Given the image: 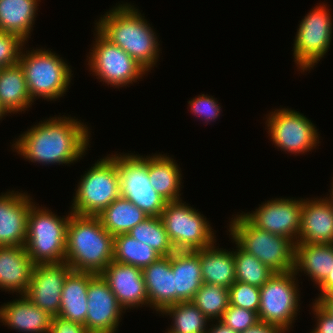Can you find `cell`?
I'll list each match as a JSON object with an SVG mask.
<instances>
[{"mask_svg": "<svg viewBox=\"0 0 333 333\" xmlns=\"http://www.w3.org/2000/svg\"><path fill=\"white\" fill-rule=\"evenodd\" d=\"M113 246L114 236L105 230L98 216L70 211L65 262L72 271L101 274L113 261Z\"/></svg>", "mask_w": 333, "mask_h": 333, "instance_id": "obj_3", "label": "cell"}, {"mask_svg": "<svg viewBox=\"0 0 333 333\" xmlns=\"http://www.w3.org/2000/svg\"><path fill=\"white\" fill-rule=\"evenodd\" d=\"M241 333H285L279 327L259 322L256 326Z\"/></svg>", "mask_w": 333, "mask_h": 333, "instance_id": "obj_42", "label": "cell"}, {"mask_svg": "<svg viewBox=\"0 0 333 333\" xmlns=\"http://www.w3.org/2000/svg\"><path fill=\"white\" fill-rule=\"evenodd\" d=\"M327 313L333 316V300H315Z\"/></svg>", "mask_w": 333, "mask_h": 333, "instance_id": "obj_45", "label": "cell"}, {"mask_svg": "<svg viewBox=\"0 0 333 333\" xmlns=\"http://www.w3.org/2000/svg\"><path fill=\"white\" fill-rule=\"evenodd\" d=\"M7 114H9V112L0 103V120Z\"/></svg>", "mask_w": 333, "mask_h": 333, "instance_id": "obj_47", "label": "cell"}, {"mask_svg": "<svg viewBox=\"0 0 333 333\" xmlns=\"http://www.w3.org/2000/svg\"><path fill=\"white\" fill-rule=\"evenodd\" d=\"M294 271L274 273L260 287L258 317L261 323L279 327L288 332L299 311V285ZM299 306V307H298Z\"/></svg>", "mask_w": 333, "mask_h": 333, "instance_id": "obj_9", "label": "cell"}, {"mask_svg": "<svg viewBox=\"0 0 333 333\" xmlns=\"http://www.w3.org/2000/svg\"><path fill=\"white\" fill-rule=\"evenodd\" d=\"M312 310L316 316V327L312 333H333V316L327 313L316 301L312 304Z\"/></svg>", "mask_w": 333, "mask_h": 333, "instance_id": "obj_40", "label": "cell"}, {"mask_svg": "<svg viewBox=\"0 0 333 333\" xmlns=\"http://www.w3.org/2000/svg\"><path fill=\"white\" fill-rule=\"evenodd\" d=\"M100 275L125 311L142 305L149 306L142 269L111 261Z\"/></svg>", "mask_w": 333, "mask_h": 333, "instance_id": "obj_18", "label": "cell"}, {"mask_svg": "<svg viewBox=\"0 0 333 333\" xmlns=\"http://www.w3.org/2000/svg\"><path fill=\"white\" fill-rule=\"evenodd\" d=\"M78 119L50 117L22 133L12 148L24 159L42 165L71 164L90 146L89 127Z\"/></svg>", "mask_w": 333, "mask_h": 333, "instance_id": "obj_1", "label": "cell"}, {"mask_svg": "<svg viewBox=\"0 0 333 333\" xmlns=\"http://www.w3.org/2000/svg\"><path fill=\"white\" fill-rule=\"evenodd\" d=\"M127 234L151 246L161 256H170L176 251L160 217L146 218Z\"/></svg>", "mask_w": 333, "mask_h": 333, "instance_id": "obj_33", "label": "cell"}, {"mask_svg": "<svg viewBox=\"0 0 333 333\" xmlns=\"http://www.w3.org/2000/svg\"><path fill=\"white\" fill-rule=\"evenodd\" d=\"M148 217L135 204L121 196L98 215L105 230L114 237L127 234L133 227Z\"/></svg>", "mask_w": 333, "mask_h": 333, "instance_id": "obj_30", "label": "cell"}, {"mask_svg": "<svg viewBox=\"0 0 333 333\" xmlns=\"http://www.w3.org/2000/svg\"><path fill=\"white\" fill-rule=\"evenodd\" d=\"M315 300H333V286H331L323 295L318 296Z\"/></svg>", "mask_w": 333, "mask_h": 333, "instance_id": "obj_46", "label": "cell"}, {"mask_svg": "<svg viewBox=\"0 0 333 333\" xmlns=\"http://www.w3.org/2000/svg\"><path fill=\"white\" fill-rule=\"evenodd\" d=\"M231 219L229 235L242 250L254 255L275 273L294 270L293 241L255 227L242 213Z\"/></svg>", "mask_w": 333, "mask_h": 333, "instance_id": "obj_4", "label": "cell"}, {"mask_svg": "<svg viewBox=\"0 0 333 333\" xmlns=\"http://www.w3.org/2000/svg\"><path fill=\"white\" fill-rule=\"evenodd\" d=\"M303 198H276L263 202L252 213L242 214L255 226L275 235L287 237L295 244L301 228Z\"/></svg>", "mask_w": 333, "mask_h": 333, "instance_id": "obj_14", "label": "cell"}, {"mask_svg": "<svg viewBox=\"0 0 333 333\" xmlns=\"http://www.w3.org/2000/svg\"><path fill=\"white\" fill-rule=\"evenodd\" d=\"M267 116L265 124L270 139L274 146L276 145L285 153L304 154L319 144V133L316 126L298 111L280 108L270 112Z\"/></svg>", "mask_w": 333, "mask_h": 333, "instance_id": "obj_13", "label": "cell"}, {"mask_svg": "<svg viewBox=\"0 0 333 333\" xmlns=\"http://www.w3.org/2000/svg\"><path fill=\"white\" fill-rule=\"evenodd\" d=\"M40 0H0V31L30 37ZM32 29V30H31Z\"/></svg>", "mask_w": 333, "mask_h": 333, "instance_id": "obj_28", "label": "cell"}, {"mask_svg": "<svg viewBox=\"0 0 333 333\" xmlns=\"http://www.w3.org/2000/svg\"><path fill=\"white\" fill-rule=\"evenodd\" d=\"M191 302L210 320H220L229 306V290L221 285L203 283Z\"/></svg>", "mask_w": 333, "mask_h": 333, "instance_id": "obj_34", "label": "cell"}, {"mask_svg": "<svg viewBox=\"0 0 333 333\" xmlns=\"http://www.w3.org/2000/svg\"><path fill=\"white\" fill-rule=\"evenodd\" d=\"M92 50L87 57L90 71L105 84L120 88L136 83L148 71L96 27Z\"/></svg>", "mask_w": 333, "mask_h": 333, "instance_id": "obj_10", "label": "cell"}, {"mask_svg": "<svg viewBox=\"0 0 333 333\" xmlns=\"http://www.w3.org/2000/svg\"><path fill=\"white\" fill-rule=\"evenodd\" d=\"M68 216L59 217L51 210L35 203L27 217L26 251L34 264L65 262Z\"/></svg>", "mask_w": 333, "mask_h": 333, "instance_id": "obj_6", "label": "cell"}, {"mask_svg": "<svg viewBox=\"0 0 333 333\" xmlns=\"http://www.w3.org/2000/svg\"><path fill=\"white\" fill-rule=\"evenodd\" d=\"M220 321L238 333L244 332L260 322L256 311L247 310L230 304L224 311Z\"/></svg>", "mask_w": 333, "mask_h": 333, "instance_id": "obj_37", "label": "cell"}, {"mask_svg": "<svg viewBox=\"0 0 333 333\" xmlns=\"http://www.w3.org/2000/svg\"><path fill=\"white\" fill-rule=\"evenodd\" d=\"M160 257L161 255L151 246L128 234H120L114 237L113 261L115 262L144 269Z\"/></svg>", "mask_w": 333, "mask_h": 333, "instance_id": "obj_31", "label": "cell"}, {"mask_svg": "<svg viewBox=\"0 0 333 333\" xmlns=\"http://www.w3.org/2000/svg\"><path fill=\"white\" fill-rule=\"evenodd\" d=\"M331 286H333V269L332 271L328 274L327 278L317 287L320 289V295H323Z\"/></svg>", "mask_w": 333, "mask_h": 333, "instance_id": "obj_44", "label": "cell"}, {"mask_svg": "<svg viewBox=\"0 0 333 333\" xmlns=\"http://www.w3.org/2000/svg\"><path fill=\"white\" fill-rule=\"evenodd\" d=\"M326 7L325 3L316 5L297 28L292 51L301 73L313 69L330 49L333 21Z\"/></svg>", "mask_w": 333, "mask_h": 333, "instance_id": "obj_12", "label": "cell"}, {"mask_svg": "<svg viewBox=\"0 0 333 333\" xmlns=\"http://www.w3.org/2000/svg\"><path fill=\"white\" fill-rule=\"evenodd\" d=\"M333 269V243L295 244L294 273L304 272L316 286Z\"/></svg>", "mask_w": 333, "mask_h": 333, "instance_id": "obj_23", "label": "cell"}, {"mask_svg": "<svg viewBox=\"0 0 333 333\" xmlns=\"http://www.w3.org/2000/svg\"><path fill=\"white\" fill-rule=\"evenodd\" d=\"M115 161L118 165L120 196L131 201L147 216L160 217L167 201L150 184L148 156L121 153L115 155Z\"/></svg>", "mask_w": 333, "mask_h": 333, "instance_id": "obj_11", "label": "cell"}, {"mask_svg": "<svg viewBox=\"0 0 333 333\" xmlns=\"http://www.w3.org/2000/svg\"><path fill=\"white\" fill-rule=\"evenodd\" d=\"M171 269L175 274L176 304L191 301L203 284L200 250L175 251L171 254Z\"/></svg>", "mask_w": 333, "mask_h": 333, "instance_id": "obj_24", "label": "cell"}, {"mask_svg": "<svg viewBox=\"0 0 333 333\" xmlns=\"http://www.w3.org/2000/svg\"><path fill=\"white\" fill-rule=\"evenodd\" d=\"M25 74L28 93L34 102L38 97L52 101L63 97L72 80L68 63L56 53L40 48L22 49L18 62Z\"/></svg>", "mask_w": 333, "mask_h": 333, "instance_id": "obj_5", "label": "cell"}, {"mask_svg": "<svg viewBox=\"0 0 333 333\" xmlns=\"http://www.w3.org/2000/svg\"><path fill=\"white\" fill-rule=\"evenodd\" d=\"M333 179V178H332ZM332 185V187H331V191H329L330 192V195H329V197L327 198L326 197V199L333 205V182L331 183Z\"/></svg>", "mask_w": 333, "mask_h": 333, "instance_id": "obj_48", "label": "cell"}, {"mask_svg": "<svg viewBox=\"0 0 333 333\" xmlns=\"http://www.w3.org/2000/svg\"><path fill=\"white\" fill-rule=\"evenodd\" d=\"M85 327L90 333H116L124 309L100 274H96L87 289Z\"/></svg>", "mask_w": 333, "mask_h": 333, "instance_id": "obj_15", "label": "cell"}, {"mask_svg": "<svg viewBox=\"0 0 333 333\" xmlns=\"http://www.w3.org/2000/svg\"><path fill=\"white\" fill-rule=\"evenodd\" d=\"M52 317L25 295L0 307V322L23 333H50Z\"/></svg>", "mask_w": 333, "mask_h": 333, "instance_id": "obj_20", "label": "cell"}, {"mask_svg": "<svg viewBox=\"0 0 333 333\" xmlns=\"http://www.w3.org/2000/svg\"><path fill=\"white\" fill-rule=\"evenodd\" d=\"M96 28L113 44L122 48L148 72L159 58L158 38L145 16L126 2L113 7L95 23Z\"/></svg>", "mask_w": 333, "mask_h": 333, "instance_id": "obj_2", "label": "cell"}, {"mask_svg": "<svg viewBox=\"0 0 333 333\" xmlns=\"http://www.w3.org/2000/svg\"><path fill=\"white\" fill-rule=\"evenodd\" d=\"M229 290V304L247 310L259 311L260 305V288L235 281Z\"/></svg>", "mask_w": 333, "mask_h": 333, "instance_id": "obj_36", "label": "cell"}, {"mask_svg": "<svg viewBox=\"0 0 333 333\" xmlns=\"http://www.w3.org/2000/svg\"><path fill=\"white\" fill-rule=\"evenodd\" d=\"M181 168L165 154L148 156V176L154 190L167 202L181 199Z\"/></svg>", "mask_w": 333, "mask_h": 333, "instance_id": "obj_26", "label": "cell"}, {"mask_svg": "<svg viewBox=\"0 0 333 333\" xmlns=\"http://www.w3.org/2000/svg\"><path fill=\"white\" fill-rule=\"evenodd\" d=\"M71 271V267L66 262L35 264L31 281L24 295L51 316H58L63 284Z\"/></svg>", "mask_w": 333, "mask_h": 333, "instance_id": "obj_16", "label": "cell"}, {"mask_svg": "<svg viewBox=\"0 0 333 333\" xmlns=\"http://www.w3.org/2000/svg\"><path fill=\"white\" fill-rule=\"evenodd\" d=\"M321 198L303 199L297 243H333V205Z\"/></svg>", "mask_w": 333, "mask_h": 333, "instance_id": "obj_19", "label": "cell"}, {"mask_svg": "<svg viewBox=\"0 0 333 333\" xmlns=\"http://www.w3.org/2000/svg\"><path fill=\"white\" fill-rule=\"evenodd\" d=\"M203 283L221 285L227 289L236 281L234 251L214 244L200 249Z\"/></svg>", "mask_w": 333, "mask_h": 333, "instance_id": "obj_27", "label": "cell"}, {"mask_svg": "<svg viewBox=\"0 0 333 333\" xmlns=\"http://www.w3.org/2000/svg\"><path fill=\"white\" fill-rule=\"evenodd\" d=\"M161 314L173 318L171 333H206L210 321L191 301L168 306Z\"/></svg>", "mask_w": 333, "mask_h": 333, "instance_id": "obj_32", "label": "cell"}, {"mask_svg": "<svg viewBox=\"0 0 333 333\" xmlns=\"http://www.w3.org/2000/svg\"><path fill=\"white\" fill-rule=\"evenodd\" d=\"M26 43L16 34L0 31V68L18 64Z\"/></svg>", "mask_w": 333, "mask_h": 333, "instance_id": "obj_38", "label": "cell"}, {"mask_svg": "<svg viewBox=\"0 0 333 333\" xmlns=\"http://www.w3.org/2000/svg\"><path fill=\"white\" fill-rule=\"evenodd\" d=\"M0 103L12 114L26 111L34 103L19 63L0 68Z\"/></svg>", "mask_w": 333, "mask_h": 333, "instance_id": "obj_29", "label": "cell"}, {"mask_svg": "<svg viewBox=\"0 0 333 333\" xmlns=\"http://www.w3.org/2000/svg\"><path fill=\"white\" fill-rule=\"evenodd\" d=\"M50 333H90L87 328L79 323L66 320L59 316H53Z\"/></svg>", "mask_w": 333, "mask_h": 333, "instance_id": "obj_41", "label": "cell"}, {"mask_svg": "<svg viewBox=\"0 0 333 333\" xmlns=\"http://www.w3.org/2000/svg\"><path fill=\"white\" fill-rule=\"evenodd\" d=\"M35 202L25 192L10 191L0 195V246H25L27 217Z\"/></svg>", "mask_w": 333, "mask_h": 333, "instance_id": "obj_17", "label": "cell"}, {"mask_svg": "<svg viewBox=\"0 0 333 333\" xmlns=\"http://www.w3.org/2000/svg\"><path fill=\"white\" fill-rule=\"evenodd\" d=\"M34 265L25 246H0V289L24 295Z\"/></svg>", "mask_w": 333, "mask_h": 333, "instance_id": "obj_22", "label": "cell"}, {"mask_svg": "<svg viewBox=\"0 0 333 333\" xmlns=\"http://www.w3.org/2000/svg\"><path fill=\"white\" fill-rule=\"evenodd\" d=\"M148 303L156 312L176 304L175 274L171 269V255L161 256L142 269Z\"/></svg>", "mask_w": 333, "mask_h": 333, "instance_id": "obj_21", "label": "cell"}, {"mask_svg": "<svg viewBox=\"0 0 333 333\" xmlns=\"http://www.w3.org/2000/svg\"><path fill=\"white\" fill-rule=\"evenodd\" d=\"M96 274L71 271L65 278L59 317L85 326L87 314V289Z\"/></svg>", "mask_w": 333, "mask_h": 333, "instance_id": "obj_25", "label": "cell"}, {"mask_svg": "<svg viewBox=\"0 0 333 333\" xmlns=\"http://www.w3.org/2000/svg\"><path fill=\"white\" fill-rule=\"evenodd\" d=\"M188 104L190 112L197 118L200 117L202 120H205L207 124L217 119L221 114V107L213 96L210 97L202 94L188 101Z\"/></svg>", "mask_w": 333, "mask_h": 333, "instance_id": "obj_39", "label": "cell"}, {"mask_svg": "<svg viewBox=\"0 0 333 333\" xmlns=\"http://www.w3.org/2000/svg\"><path fill=\"white\" fill-rule=\"evenodd\" d=\"M78 182L71 212L98 216L120 196L118 165L115 155L97 160Z\"/></svg>", "mask_w": 333, "mask_h": 333, "instance_id": "obj_7", "label": "cell"}, {"mask_svg": "<svg viewBox=\"0 0 333 333\" xmlns=\"http://www.w3.org/2000/svg\"><path fill=\"white\" fill-rule=\"evenodd\" d=\"M217 322L212 324L211 328H209L206 333H238L237 331H234L232 328L223 324L220 320Z\"/></svg>", "mask_w": 333, "mask_h": 333, "instance_id": "obj_43", "label": "cell"}, {"mask_svg": "<svg viewBox=\"0 0 333 333\" xmlns=\"http://www.w3.org/2000/svg\"><path fill=\"white\" fill-rule=\"evenodd\" d=\"M160 218L176 251H196L216 245L209 221L182 200L167 202Z\"/></svg>", "mask_w": 333, "mask_h": 333, "instance_id": "obj_8", "label": "cell"}, {"mask_svg": "<svg viewBox=\"0 0 333 333\" xmlns=\"http://www.w3.org/2000/svg\"><path fill=\"white\" fill-rule=\"evenodd\" d=\"M236 248L234 251L236 281L260 288L275 272L237 244Z\"/></svg>", "mask_w": 333, "mask_h": 333, "instance_id": "obj_35", "label": "cell"}]
</instances>
